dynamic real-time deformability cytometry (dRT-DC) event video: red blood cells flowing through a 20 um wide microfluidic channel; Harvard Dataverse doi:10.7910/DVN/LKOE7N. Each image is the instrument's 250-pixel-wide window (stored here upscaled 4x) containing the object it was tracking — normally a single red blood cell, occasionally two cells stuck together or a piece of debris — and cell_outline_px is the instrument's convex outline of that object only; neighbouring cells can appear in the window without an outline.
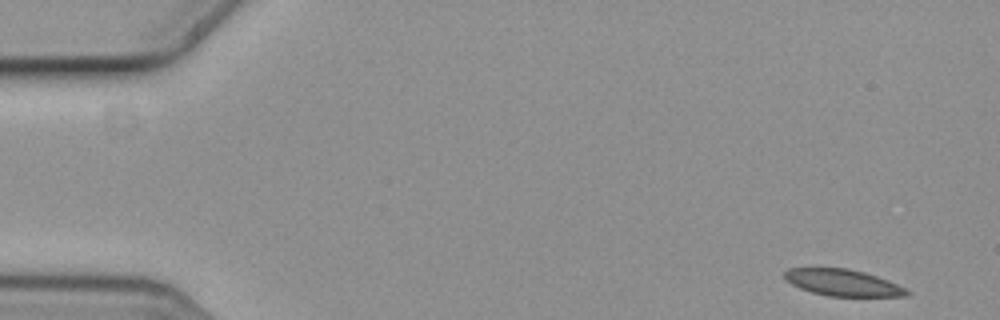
{"species": "common noctule bat (a hibernating species)", "species_latin": "Nyctalus noctula", "temperature_condition": "cold", "stored_images_in_passage": 5, "camera_frame_rate_fps": 3000, "um_per_image_px": 0.085, "animal": {"sex": "female", "body_mass_g": 19.3, "forearm_length_mm": 54.1}, "frame": {"image": 1, "passage_image": 1, "time_ms": 0.0, "image_size_px": [1000, 320], "cell_outline_px": [[912, 292], [908, 296], [828, 296], [812, 292], [800, 288], [784, 280], [784, 272], [788, 268], [848, 268], [864, 272], [888, 280]], "centroid_in_image_um": [71.62, 24.02], "position_along_channel_um": 13.4, "area_um2": 18.9}}